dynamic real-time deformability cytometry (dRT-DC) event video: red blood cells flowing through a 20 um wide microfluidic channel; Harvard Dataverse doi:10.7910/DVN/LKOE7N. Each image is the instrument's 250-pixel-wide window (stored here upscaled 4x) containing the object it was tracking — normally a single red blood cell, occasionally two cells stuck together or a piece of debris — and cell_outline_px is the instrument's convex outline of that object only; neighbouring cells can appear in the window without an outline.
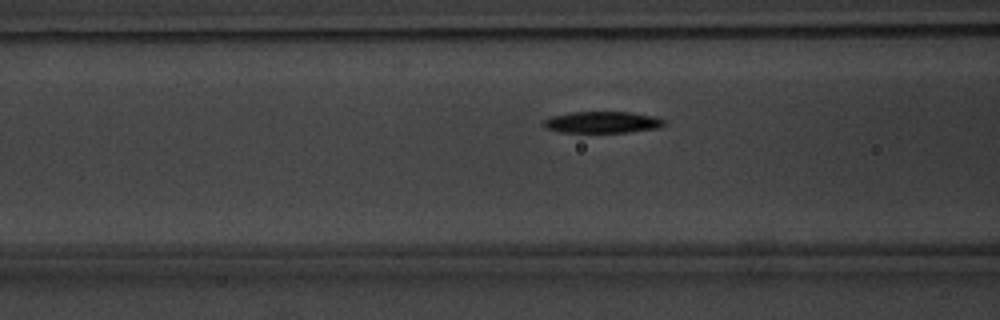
{"species": "common noctule bat (a hibernating species)", "species_latin": "Nyctalus noctula", "temperature_condition": "warm", "stored_images_in_passage": 47, "camera_frame_rate_fps": 3000, "um_per_image_px": 0.085, "animal": {"sex": "male", "body_mass_g": 20.1, "forearm_length_mm": 53.5}, "frame": {"image": 1, "passage_image": 15, "time_ms": 4.667, "image_size_px": [1000, 320], "cell_outline_px": [[664, 124], [660, 128], [628, 132], [560, 132], [544, 128], [544, 120], [552, 116], [568, 112], [632, 112], [656, 116], [664, 120]], "centroid_in_image_um": [51.21, 10.38], "position_along_channel_um": 115.4, "area_um2": 15.2}}
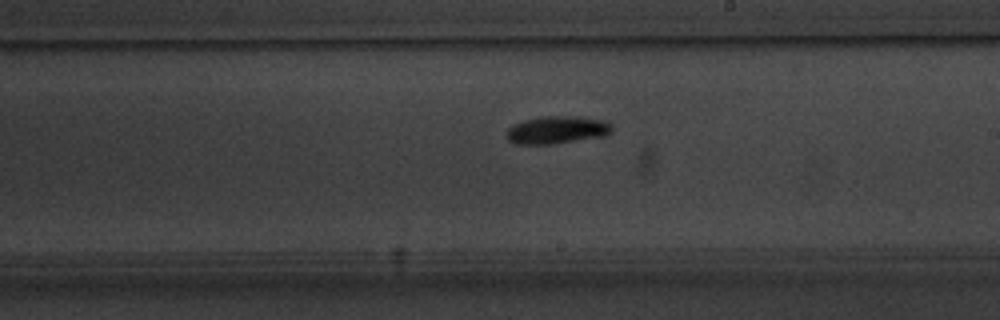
{"frame": {"image": 2, "passage_image": 25, "time_ms": 8.0, "image_size_px": [1000, 320], "cell_outline_px": [[612, 132], [608, 136], [556, 144], [516, 144], [508, 140], [504, 136], [508, 128], [512, 124], [524, 120], [544, 116], [576, 116], [600, 120], [612, 124]], "centroid_in_image_um": [47.33, 11.06], "position_along_channel_um": 241.7, "area_um2": 17.34}}
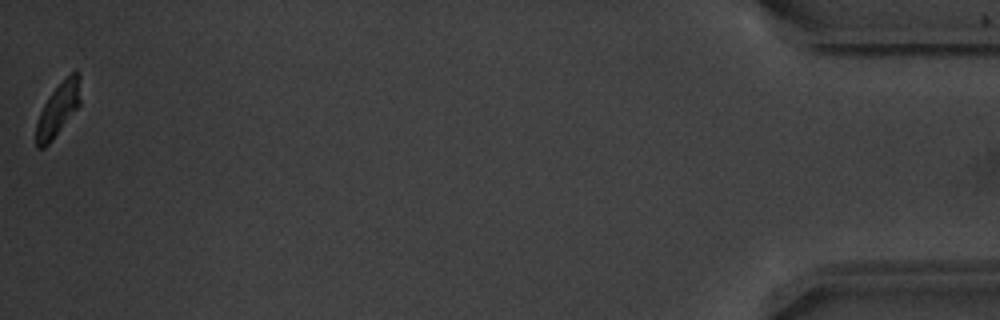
{"frame": {"image": 3, "passage_image": 47, "time_ms": 15.333, "image_size_px": [1000, 320], "cell_outline_px": [[80, 104], [52, 140], [44, 148], [36, 148], [36, 124], [40, 112], [44, 104], [52, 92], [76, 68], [80, 72]], "centroid_in_image_um": [4.95, 9.29], "position_along_channel_um": 430.3, "area_um2": 13.47}, "authors_computed_cell_mechanics": {"area_um2": 15.317, "velocity_mm_per_s": 3.7863, "shape_relaxation_time_tau1_ms": 1.9143, "shape_relaxation_time_tau2_ms": null, "deformation_change_tau1": 0.1355, "deformation_change_tau2": null}}